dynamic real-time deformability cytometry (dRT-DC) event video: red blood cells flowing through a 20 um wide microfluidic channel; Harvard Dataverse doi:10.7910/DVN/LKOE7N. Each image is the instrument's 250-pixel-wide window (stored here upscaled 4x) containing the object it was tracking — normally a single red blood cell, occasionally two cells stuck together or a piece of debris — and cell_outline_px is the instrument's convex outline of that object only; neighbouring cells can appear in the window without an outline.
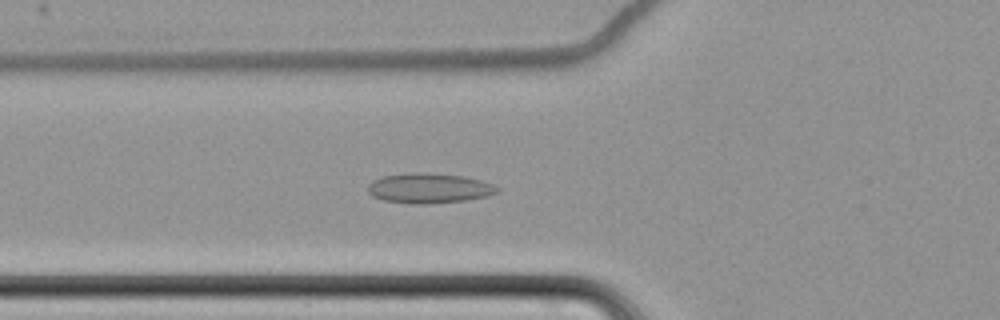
{"species": "common noctule bat (a hibernating species)", "species_latin": "Nyctalus noctula", "temperature_condition": "cold", "stored_images_in_passage": 64, "camera_frame_rate_fps": 3000, "um_per_image_px": 0.085, "animal": {"sex": "female", "body_mass_g": 22.7, "forearm_length_mm": 54.2}, "frame": {"image": 1, "passage_image": 26, "time_ms": 8.333, "image_size_px": [1000, 320], "cell_outline_px": [[500, 188], [496, 192], [484, 196], [464, 200], [424, 204], [416, 204], [384, 200], [372, 196], [368, 192], [368, 184], [372, 180], [384, 176], [412, 172], [416, 172], [464, 176], [480, 180], [492, 184]], "centroid_in_image_um": [36.42, 15.99], "position_along_channel_um": 89.4, "area_um2": 22.25}}
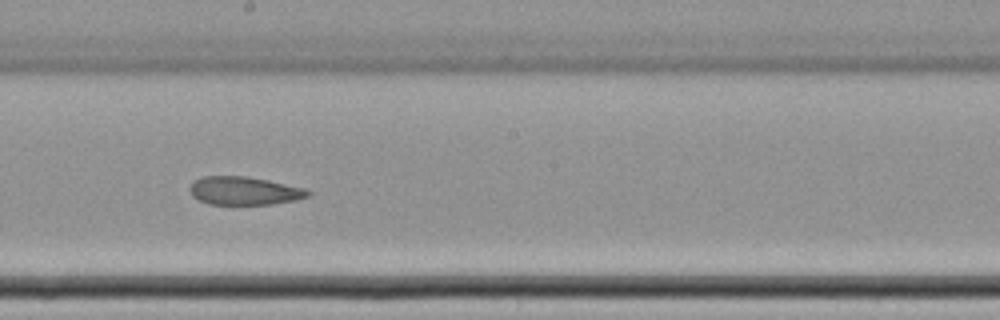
{"frame": {"image": 2, "passage_image": 38, "time_ms": 12.333, "image_size_px": [1000, 320], "cell_outline_px": [[312, 196], [296, 200], [272, 204], [208, 204], [192, 196], [188, 188], [196, 180], [204, 176], [248, 176], [268, 180], [304, 188], [312, 192]], "centroid_in_image_um": [20.79, 16.22], "position_along_channel_um": 227.4, "area_um2": 19.48}}
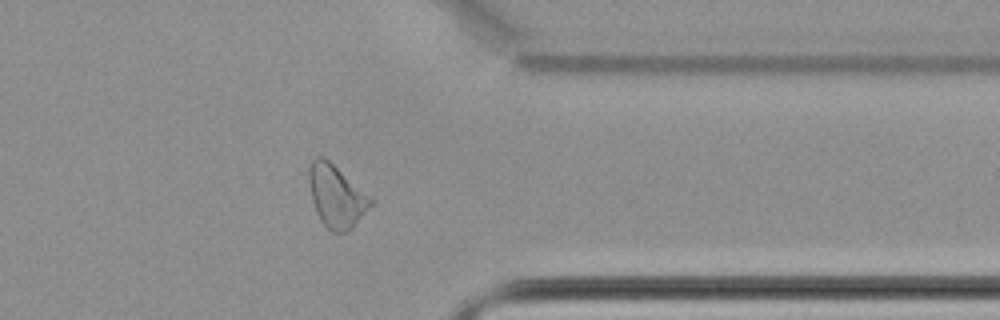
{"frame": {"image": 3, "passage_image": 52, "time_ms": 17.0, "image_size_px": [1000, 320], "cell_outline_px": [[376, 200], [352, 228], [348, 232], [332, 232], [320, 220], [316, 212], [312, 200], [308, 184], [308, 168], [312, 160], [316, 156], [320, 156], [328, 160]], "centroid_in_image_um": [28.59, 16.68], "position_along_channel_um": 382.8, "area_um2": 22.54}, "authors_computed_cell_mechanics": {"area_um2": 23.0911, "velocity_mm_per_s": 3.4649, "shape_relaxation_time_tau1_ms": null, "shape_relaxation_time_tau2_ms": 6.104, "deformation_change_tau1": null, "deformation_change_tau2": 0.0952}}